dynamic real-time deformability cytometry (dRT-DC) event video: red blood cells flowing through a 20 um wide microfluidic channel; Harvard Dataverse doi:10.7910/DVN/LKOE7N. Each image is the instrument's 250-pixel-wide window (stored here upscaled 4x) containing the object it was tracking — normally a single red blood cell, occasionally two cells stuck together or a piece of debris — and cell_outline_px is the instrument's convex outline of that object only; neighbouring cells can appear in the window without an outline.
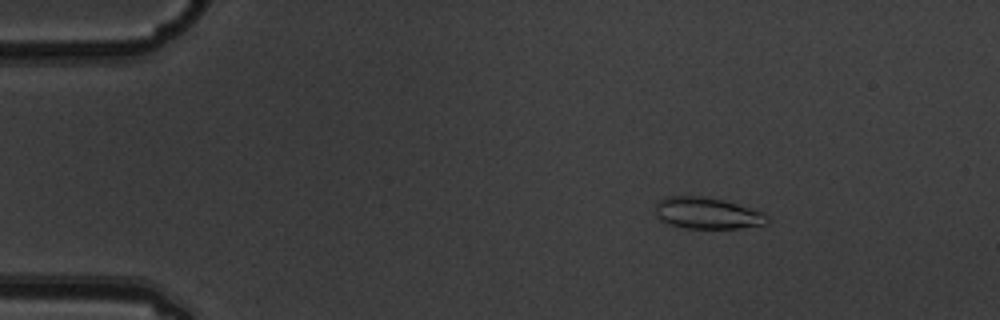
{"species": "common noctule bat (a hibernating species)", "species_latin": "Nyctalus noctula", "temperature_condition": "warm", "stored_images_in_passage": 6, "camera_frame_rate_fps": 3000, "um_per_image_px": 0.085, "animal": {"sex": "male", "body_mass_g": 19.5, "forearm_length_mm": 54.6}, "frame": {"image": 1, "passage_image": 3, "time_ms": 0.667, "image_size_px": [1000, 320], "cell_outline_px": [[772, 220], [768, 224], [740, 228], [684, 228], [668, 224], [660, 220], [656, 216], [656, 204], [660, 200], [668, 196], [704, 196], [724, 200], [764, 212]], "centroid_in_image_um": [60.15, 18.13], "position_along_channel_um": 24.8, "area_um2": 20.75}}